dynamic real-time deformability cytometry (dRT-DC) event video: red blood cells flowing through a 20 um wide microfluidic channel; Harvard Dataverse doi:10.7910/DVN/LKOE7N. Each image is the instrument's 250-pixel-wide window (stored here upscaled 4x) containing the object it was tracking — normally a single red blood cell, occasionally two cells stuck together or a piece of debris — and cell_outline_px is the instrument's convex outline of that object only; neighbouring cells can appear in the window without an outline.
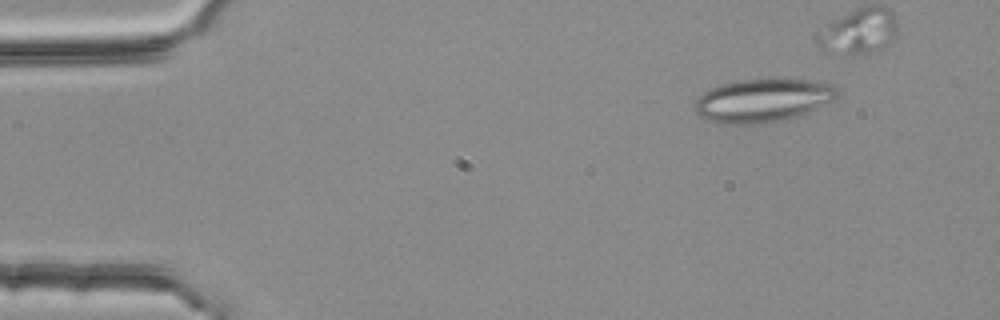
{"species": "common noctule bat (a hibernating species)", "species_latin": "Nyctalus noctula", "temperature_condition": "room temperature", "stored_images_in_passage": 4, "segment_of_instrument_passage": [1, 2], "camera_frame_rate_fps": 3000, "um_per_image_px": 0.085, "animal": {"sex": "female", "body_mass_g": 25.1}, "frame": {"image": 1, "passage_image": 2, "time_ms": 0.333, "image_size_px": [1000, 320], "cell_outline_px": [[840, 92], [832, 100], [800, 116], [780, 120], [752, 124], [724, 124], [700, 116], [696, 112], [696, 100], [704, 92], [712, 88], [724, 84], [740, 80], [784, 76], [788, 76], [816, 80], [832, 84]], "centroid_in_image_um": [64.92, 8.48], "position_along_channel_um": 20.1, "area_um2": 36.41}}
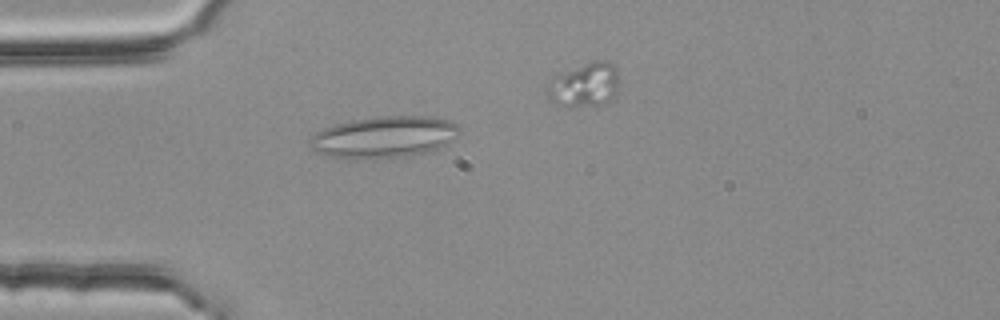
{"frame": {"image": 2, "passage_image": 3, "time_ms": 0.667, "image_size_px": [1000, 320], "cell_outline_px": [[460, 132], [452, 140], [432, 152], [404, 156], [328, 156], [316, 152], [308, 144], [312, 136], [316, 132], [324, 128], [336, 124], [352, 120], [380, 116], [428, 116], [452, 120], [460, 128]], "centroid_in_image_um": [32.71, 11.6], "position_along_channel_um": 52.3, "area_um2": 35.49}}